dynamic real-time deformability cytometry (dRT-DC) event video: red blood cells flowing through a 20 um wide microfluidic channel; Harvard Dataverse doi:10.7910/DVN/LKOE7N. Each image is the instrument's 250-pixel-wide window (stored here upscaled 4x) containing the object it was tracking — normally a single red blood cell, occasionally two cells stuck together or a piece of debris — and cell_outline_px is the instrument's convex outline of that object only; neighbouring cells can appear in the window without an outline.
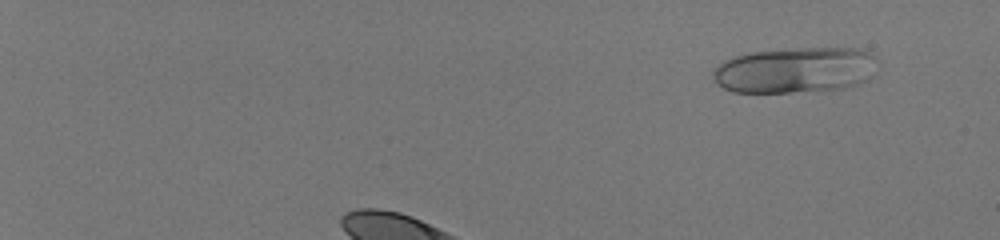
{"species": "human", "species_latin": "Homo sapiens", "temperature_condition": "room temperature", "stored_images_in_passage": 38, "camera_frame_rate_fps": 3000, "um_per_image_px": 0.085, "donor": {"sex": "male"}, "frame": {"image": 1, "passage_image": 6, "time_ms": 1.667, "image_size_px": [1000, 240], "cell_outline_px": [[880, 64], [872, 76], [856, 84], [844, 88], [788, 92], [732, 92], [724, 88], [712, 76], [712, 72], [724, 60], [748, 52], [796, 48], [860, 48], [872, 52], [876, 56]], "centroid_in_image_um": [67.67, 5.94], "position_along_channel_um": 17.3, "area_um2": 44.1}}
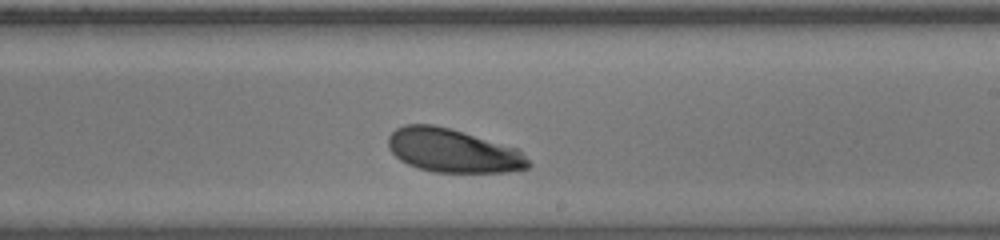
{"frame": {"image": 2, "passage_image": 26, "time_ms": 8.333, "image_size_px": [1000, 240], "cell_outline_px": [[532, 164], [528, 168], [508, 172], [432, 172], [408, 164], [400, 160], [388, 148], [388, 136], [396, 128], [404, 124], [432, 124], [448, 128], [520, 148]], "centroid_in_image_um": [38.53, 12.8], "position_along_channel_um": 250.5, "area_um2": 35.78}}
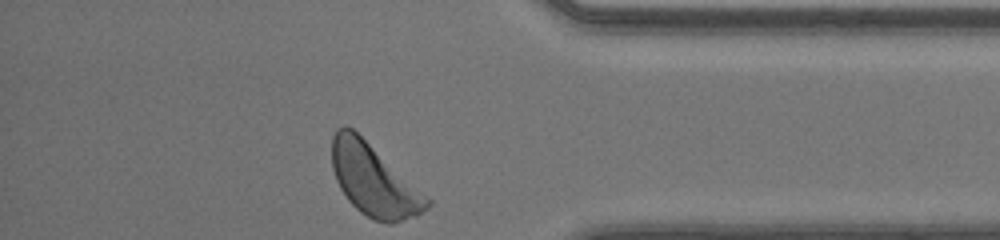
{"frame": {"image": 3, "passage_image": 38, "time_ms": 12.333, "image_size_px": [1000, 240], "cell_outline_px": [[432, 204], [428, 208], [416, 216], [392, 224], [388, 224], [372, 220], [360, 212], [348, 200], [340, 188], [336, 180], [332, 168], [332, 136], [336, 128], [344, 124], [352, 128], [432, 200]], "centroid_in_image_um": [31.76, 15.33], "position_along_channel_um": 403.4, "area_um2": 39.59}, "authors_computed_cell_mechanics": {"area_um2": 36.9342, "velocity_mm_per_s": 4.0386, "shape_relaxation_time_tau1_ms": 2.6596, "shape_relaxation_time_tau2_ms": null, "deformation_change_tau1": 0.1253, "deformation_change_tau2": null}}